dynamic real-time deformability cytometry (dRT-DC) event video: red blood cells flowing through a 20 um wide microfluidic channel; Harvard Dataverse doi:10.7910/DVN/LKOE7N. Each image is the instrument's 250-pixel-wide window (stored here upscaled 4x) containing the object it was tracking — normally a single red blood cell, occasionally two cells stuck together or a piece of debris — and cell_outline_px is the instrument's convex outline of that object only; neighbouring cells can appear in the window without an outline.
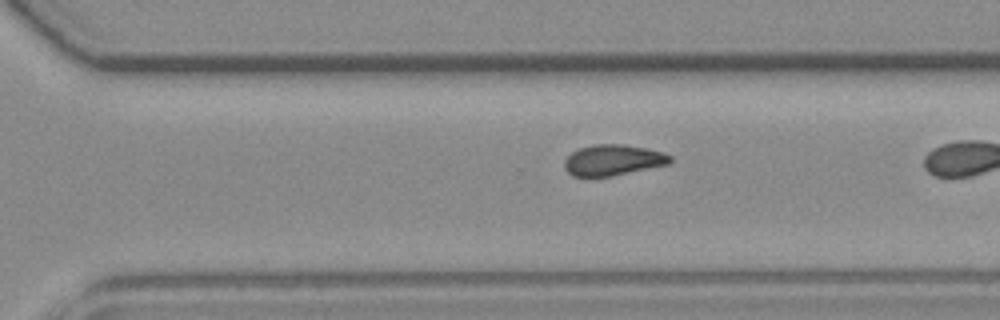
{"species": "common noctule bat (a hibernating species)", "species_latin": "Nyctalus noctula", "temperature_condition": "room temperature", "stored_images_in_passage": 32, "camera_frame_rate_fps": 3000, "um_per_image_px": 0.085, "animal": {"sex": "female", "body_mass_g": 19.3, "forearm_length_mm": 54.1}, "frame": {"image": 1, "passage_image": 28, "time_ms": 9.0, "image_size_px": [1000, 320], "cell_outline_px": [[672, 160], [668, 164], [612, 176], [572, 176], [564, 168], [564, 160], [572, 152], [580, 148], [596, 144], [620, 144], [648, 148], [664, 152], [672, 156]], "centroid_in_image_um": [52.12, 13.6], "position_along_channel_um": 318.5, "area_um2": 18.96}}